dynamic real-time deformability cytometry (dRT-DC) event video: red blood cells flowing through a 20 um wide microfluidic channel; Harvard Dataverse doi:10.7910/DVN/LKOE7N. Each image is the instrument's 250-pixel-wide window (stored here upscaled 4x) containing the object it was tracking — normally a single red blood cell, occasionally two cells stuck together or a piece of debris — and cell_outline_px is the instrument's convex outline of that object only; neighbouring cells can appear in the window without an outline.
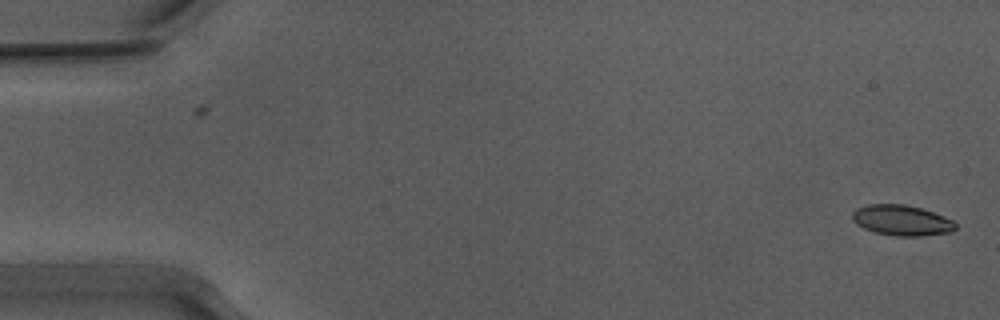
{"species": "Egyptian fruit bat (a non-hibernating species)", "species_latin": "Rousettus aegyptiacus", "temperature_condition": "warm", "stored_images_in_passage": 11, "camera_frame_rate_fps": 3000, "um_per_image_px": 0.085, "animal": {"sex": "male"}, "frame": {"image": 1, "passage_image": 1, "time_ms": 0.0, "image_size_px": [1000, 320], "cell_outline_px": [[956, 228], [952, 232], [920, 236], [896, 236], [876, 232], [864, 228], [856, 224], [852, 220], [852, 212], [856, 208], [868, 204], [904, 204], [920, 208], [944, 216], [952, 220], [956, 224]], "centroid_in_image_um": [76.63, 18.72], "position_along_channel_um": 8.4, "area_um2": 18.32}}